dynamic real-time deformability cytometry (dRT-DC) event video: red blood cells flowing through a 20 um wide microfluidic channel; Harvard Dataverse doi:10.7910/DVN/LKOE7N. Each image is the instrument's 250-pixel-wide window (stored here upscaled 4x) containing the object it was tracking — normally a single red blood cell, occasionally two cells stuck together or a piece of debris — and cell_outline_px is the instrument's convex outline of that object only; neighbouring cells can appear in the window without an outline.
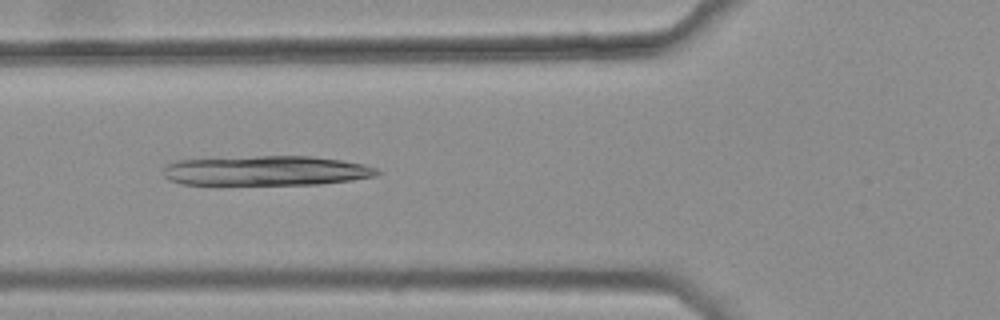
{"species": "common noctule bat (a hibernating species)", "species_latin": "Nyctalus noctula", "temperature_condition": "warm", "stored_images_in_passage": 38, "camera_frame_rate_fps": 3000, "um_per_image_px": 0.085, "animal": {"sex": "female", "body_mass_g": 25.1}, "frame": {"image": 1, "passage_image": 12, "time_ms": 3.667, "image_size_px": [1000, 320], "cell_outline_px": [[380, 172], [376, 176], [352, 180], [320, 184], [180, 184], [168, 180], [164, 176], [164, 168], [168, 164], [176, 160], [256, 156], [312, 156], [340, 160], [364, 164], [376, 168]], "centroid_in_image_um": [22.63, 14.51], "position_along_channel_um": 103.2, "area_um2": 37.05}}
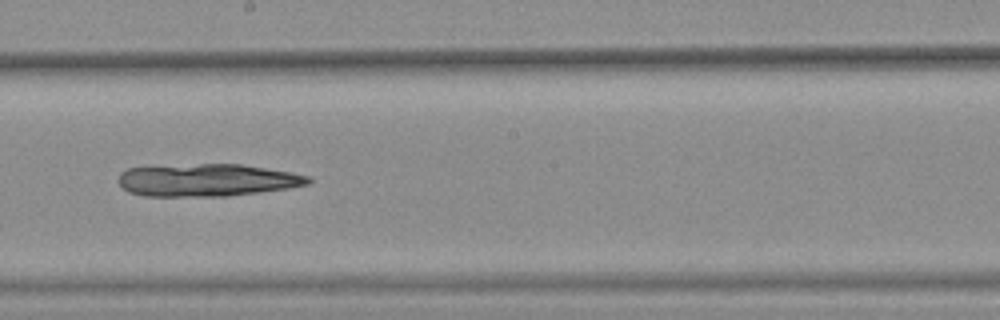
{"frame": {"image": 2, "passage_image": 22, "time_ms": 7.0, "image_size_px": [1000, 320], "cell_outline_px": [[312, 180], [308, 184], [288, 188], [228, 196], [144, 196], [128, 192], [120, 184], [120, 172], [128, 168], [200, 164], [240, 164], [292, 172], [308, 176]], "centroid_in_image_um": [17.62, 15.31], "position_along_channel_um": 230.6, "area_um2": 35.66}}
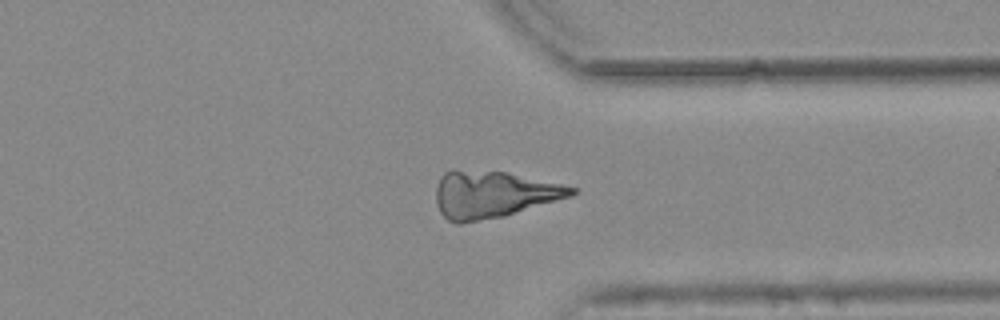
{"frame": {"image": 3, "passage_image": 33, "time_ms": 10.667, "image_size_px": [1000, 320], "cell_outline_px": [[576, 192], [572, 196], [504, 216], [460, 224], [456, 224], [448, 220], [440, 212], [436, 204], [436, 188], [440, 176], [444, 172], [508, 172], [560, 184], [576, 188]], "centroid_in_image_um": [41.91, 16.56], "position_along_channel_um": 369.5, "area_um2": 36.36}}